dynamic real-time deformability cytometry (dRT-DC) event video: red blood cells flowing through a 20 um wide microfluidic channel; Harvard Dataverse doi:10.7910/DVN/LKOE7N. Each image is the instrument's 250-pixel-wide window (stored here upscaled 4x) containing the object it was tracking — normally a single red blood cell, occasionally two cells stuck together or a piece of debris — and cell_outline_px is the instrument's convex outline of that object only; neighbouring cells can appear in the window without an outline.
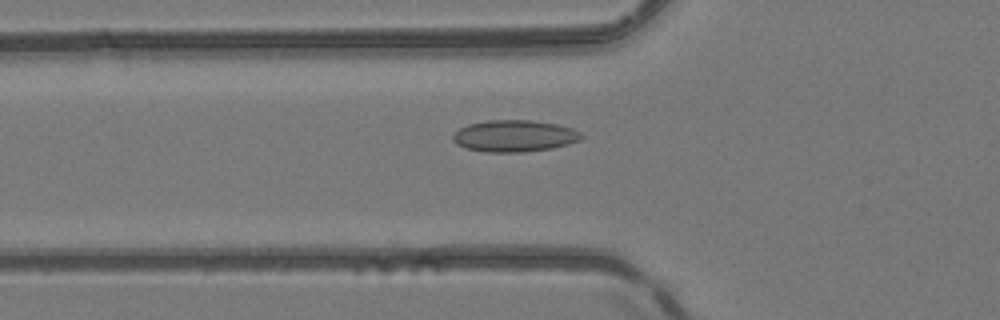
{"species": "common noctule bat (a hibernating species)", "species_latin": "Nyctalus noctula", "temperature_condition": "room temperature", "stored_images_in_passage": 36, "camera_frame_rate_fps": 3000, "um_per_image_px": 0.085, "animal": {"sex": "female", "body_mass_g": 24.6, "forearm_length_mm": 56.2}, "frame": {"image": 1, "passage_image": 11, "time_ms": 3.333, "image_size_px": [1000, 320], "cell_outline_px": [[584, 136], [580, 140], [568, 144], [552, 148], [524, 152], [484, 152], [464, 148], [456, 144], [452, 140], [452, 136], [460, 128], [468, 124], [488, 120], [532, 120], [556, 124], [572, 128], [580, 132]], "centroid_in_image_um": [43.71, 11.56], "position_along_channel_um": 82.1, "area_um2": 23.87}}
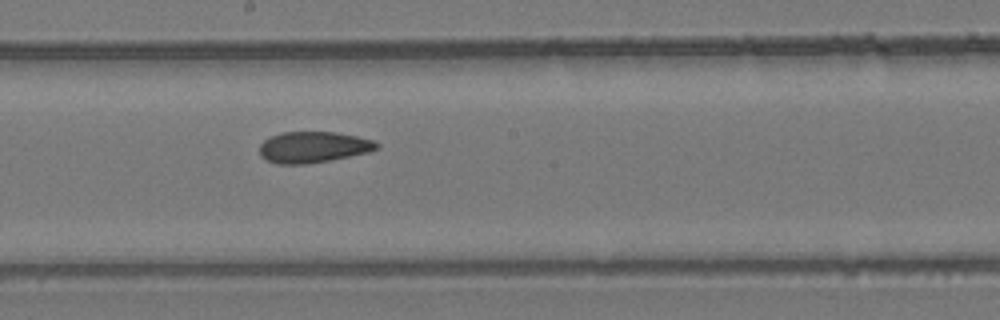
{"frame": {"image": 2, "passage_image": 21, "time_ms": 6.667, "image_size_px": [1000, 320], "cell_outline_px": [[380, 144], [376, 148], [368, 152], [328, 160], [304, 164], [276, 164], [260, 156], [260, 144], [264, 140], [280, 132], [336, 132], [356, 136], [372, 140]], "centroid_in_image_um": [26.59, 12.5], "position_along_channel_um": 221.6, "area_um2": 20.98}}
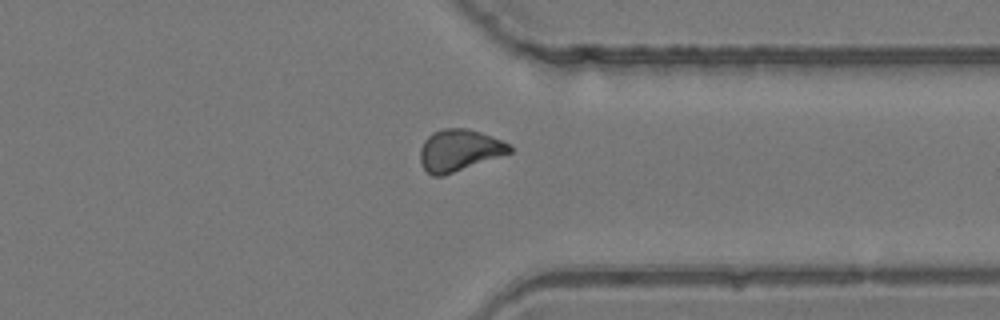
{"frame": {"image": 3, "passage_image": 32, "time_ms": 10.333, "image_size_px": [1000, 320], "cell_outline_px": [[512, 152], [444, 176], [432, 176], [420, 164], [420, 148], [424, 140], [432, 132], [444, 128], [464, 128], [480, 132], [492, 136], [512, 144]], "centroid_in_image_um": [39.03, 12.77], "position_along_channel_um": 372.4, "area_um2": 21.91}, "authors_computed_cell_mechanics": {"area_um2": 21.7617, "velocity_mm_per_s": 4.1561, "shape_relaxation_time_tau1_ms": null, "shape_relaxation_time_tau2_ms": 3.2684, "deformation_change_tau1": null, "deformation_change_tau2": 0.0775}}